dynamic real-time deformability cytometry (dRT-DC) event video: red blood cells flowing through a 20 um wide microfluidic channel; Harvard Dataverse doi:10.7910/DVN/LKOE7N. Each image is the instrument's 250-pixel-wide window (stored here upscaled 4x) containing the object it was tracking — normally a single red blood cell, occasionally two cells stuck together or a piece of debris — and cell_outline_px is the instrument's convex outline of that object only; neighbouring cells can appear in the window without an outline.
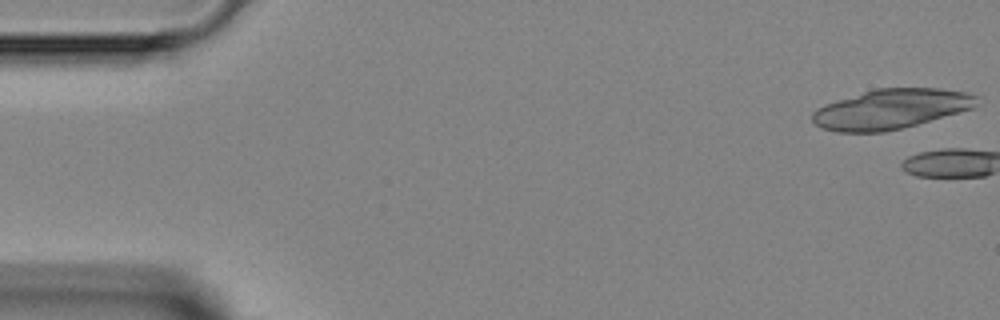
{"species": "Egyptian fruit bat (a non-hibernating species)", "species_latin": "Rousettus aegyptiacus", "temperature_condition": "room temperature", "stored_images_in_passage": 7, "camera_frame_rate_fps": 3000, "um_per_image_px": 0.085, "animal": {"sex": "female"}, "frame": {"image": 1, "passage_image": 1, "time_ms": 0.0, "image_size_px": [1000, 320], "cell_outline_px": [[976, 96], [972, 108], [960, 112], [916, 124], [884, 132], [836, 132], [820, 128], [812, 120], [812, 112], [816, 108], [824, 104], [836, 100], [876, 88], [940, 88], [968, 92]], "centroid_in_image_um": [75.66, 9.27], "position_along_channel_um": 9.3, "area_um2": 37.92}}
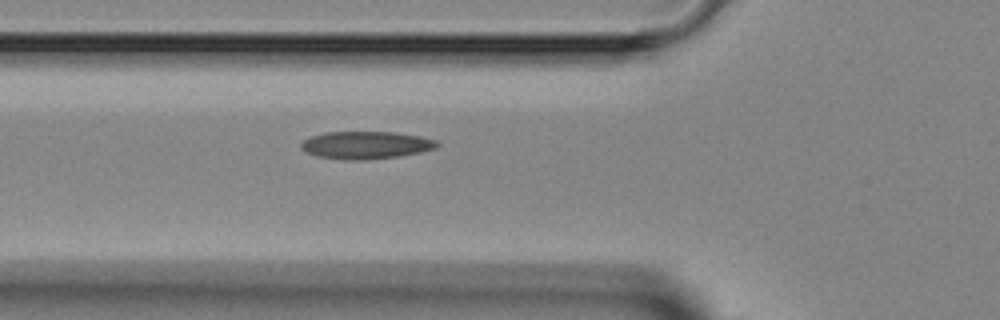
{"frame": {"image": 2, "passage_image": 7, "time_ms": 10.333, "image_size_px": [1000, 320], "cell_outline_px": [[440, 144], [436, 148], [420, 152], [400, 156], [368, 160], [344, 160], [316, 156], [300, 148], [300, 144], [304, 140], [312, 136], [324, 132], [396, 132], [420, 136], [436, 140]], "centroid_in_image_um": [31.11, 12.33], "position_along_channel_um": 94.7, "area_um2": 21.96}}